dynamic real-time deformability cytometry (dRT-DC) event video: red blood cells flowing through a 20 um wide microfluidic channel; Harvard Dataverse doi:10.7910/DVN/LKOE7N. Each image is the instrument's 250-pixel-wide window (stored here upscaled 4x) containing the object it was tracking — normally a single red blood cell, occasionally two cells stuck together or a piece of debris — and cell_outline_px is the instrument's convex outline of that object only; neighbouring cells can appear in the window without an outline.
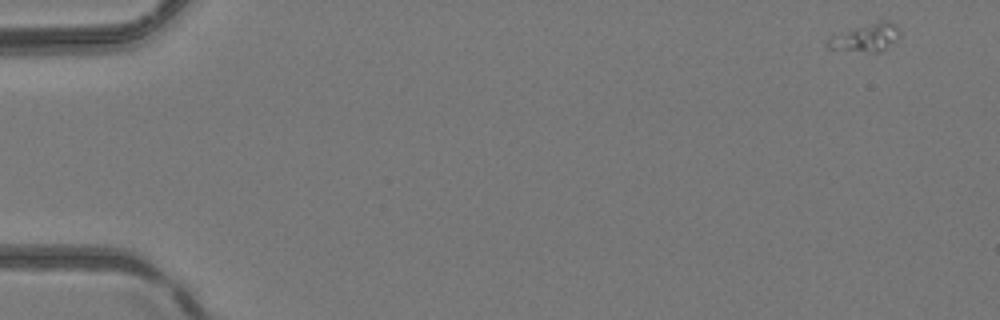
{"species": "common noctule bat (a hibernating species)", "species_latin": "Nyctalus noctula", "temperature_condition": "room temperature", "stored_images_in_passage": 5, "camera_frame_rate_fps": 3000, "um_per_image_px": 0.085, "animal": {"sex": "female", "body_mass_g": 24.6, "forearm_length_mm": 56.2}, "frame": {"image": 1, "passage_image": 1, "time_ms": 0.0, "image_size_px": [1000, 320], "cell_outline_px": [[900, 36], [896, 40], [880, 52], [872, 52], [828, 48], [824, 44], [832, 36], [880, 20], [892, 20], [900, 28]], "centroid_in_image_um": [73.67, 3.18], "position_along_channel_um": 11.3, "area_um2": 11.5}}